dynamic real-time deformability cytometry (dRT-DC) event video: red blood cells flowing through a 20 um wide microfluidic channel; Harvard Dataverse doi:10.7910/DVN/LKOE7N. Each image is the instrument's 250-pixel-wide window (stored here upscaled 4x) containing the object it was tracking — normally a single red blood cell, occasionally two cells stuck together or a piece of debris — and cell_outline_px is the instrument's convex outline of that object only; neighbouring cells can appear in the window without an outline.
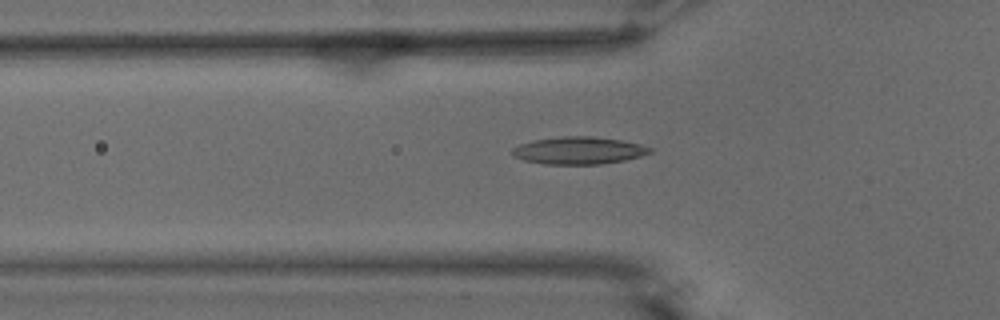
{"species": "common noctule bat (a hibernating species)", "species_latin": "Nyctalus noctula", "temperature_condition": "warm", "stored_images_in_passage": 53, "camera_frame_rate_fps": 3000, "um_per_image_px": 0.085, "animal": {"sex": "male", "body_mass_g": 15.6}, "frame": {"image": 1, "passage_image": 18, "time_ms": 5.667, "image_size_px": [1000, 320], "cell_outline_px": [[652, 152], [640, 156], [624, 160], [600, 164], [544, 164], [524, 160], [512, 156], [512, 148], [520, 144], [532, 140], [564, 136], [592, 136], [620, 140], [640, 144], [652, 148]], "centroid_in_image_um": [49.17, 12.79], "position_along_channel_um": 76.6, "area_um2": 21.91}}
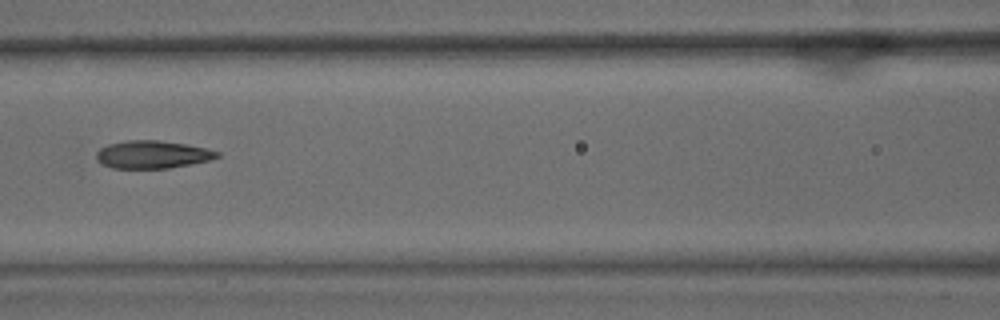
{"frame": {"image": 2, "passage_image": 24, "time_ms": 7.667, "image_size_px": [1000, 320], "cell_outline_px": [[220, 156], [208, 160], [192, 164], [168, 168], [112, 168], [100, 164], [96, 160], [96, 152], [100, 148], [108, 144], [124, 140], [160, 140], [184, 144], [204, 148], [220, 152]], "centroid_in_image_um": [12.9, 13.13], "position_along_channel_um": 153.7, "area_um2": 19.59}}
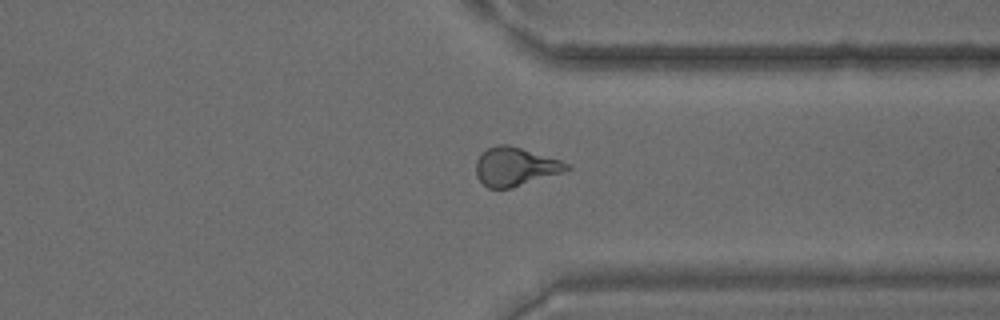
{"frame": {"image": 3, "passage_image": 41, "time_ms": 13.333, "image_size_px": [1000, 320], "cell_outline_px": [[572, 168], [564, 172], [512, 188], [488, 188], [476, 176], [476, 160], [488, 148], [500, 144], [508, 144], [560, 160], [572, 164]], "centroid_in_image_um": [43.83, 14.17], "position_along_channel_um": 367.6, "area_um2": 20.35}, "authors_computed_cell_mechanics": {"area_um2": 20.1144, "velocity_mm_per_s": 3.7858, "shape_relaxation_time_tau1_ms": 10.8183, "shape_relaxation_time_tau2_ms": 1.9069, "deformation_change_tau1": 0.2872, "deformation_change_tau2": 0.1066}}